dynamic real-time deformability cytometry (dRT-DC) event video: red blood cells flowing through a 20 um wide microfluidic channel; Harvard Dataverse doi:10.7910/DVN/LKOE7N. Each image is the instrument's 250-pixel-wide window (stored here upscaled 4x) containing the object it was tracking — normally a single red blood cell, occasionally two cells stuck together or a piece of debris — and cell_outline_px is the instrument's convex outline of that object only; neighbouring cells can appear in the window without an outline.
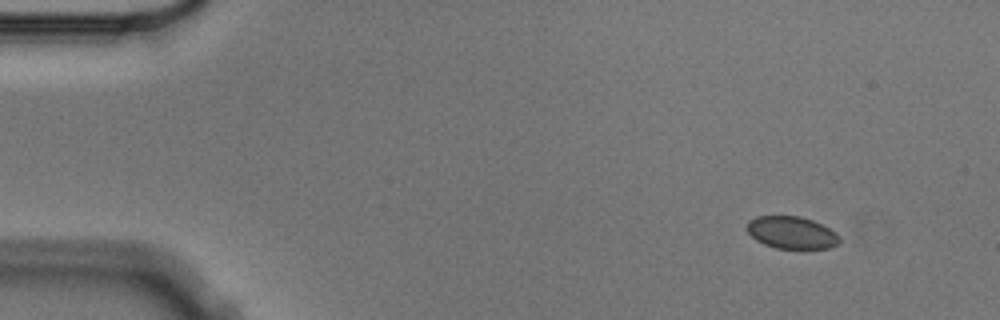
{"species": "Egyptian fruit bat (a non-hibernating species)", "species_latin": "Rousettus aegyptiacus", "temperature_condition": "cold", "stored_images_in_passage": 4, "camera_frame_rate_fps": 3000, "um_per_image_px": 0.085, "animal": {"sex": "male"}, "frame": {"image": 1, "passage_image": 1, "time_ms": 0.0, "image_size_px": [1000, 320], "cell_outline_px": [[840, 244], [828, 248], [776, 248], [764, 244], [756, 240], [744, 228], [748, 220], [756, 216], [800, 216], [812, 220], [836, 232], [840, 236]], "centroid_in_image_um": [67.27, 19.76], "position_along_channel_um": 17.7, "area_um2": 17.51}}
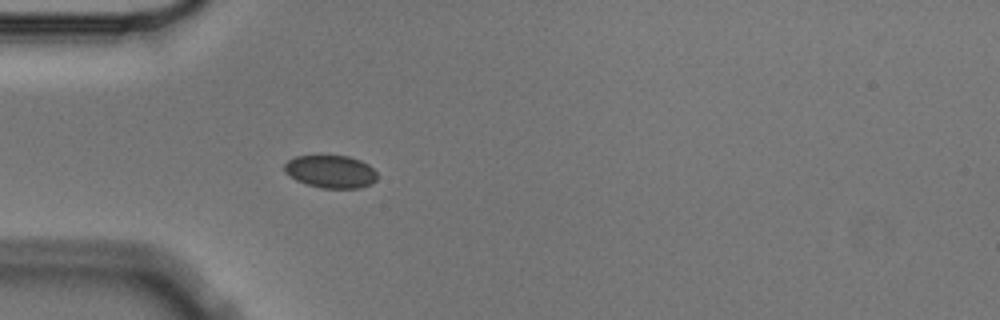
{"frame": {"image": 2, "passage_image": 4, "time_ms": 1.0, "image_size_px": [1000, 320], "cell_outline_px": [[376, 180], [372, 184], [360, 188], [320, 188], [296, 180], [284, 172], [284, 164], [288, 160], [296, 156], [348, 156], [360, 160], [368, 164], [376, 172]], "centroid_in_image_um": [28.11, 14.59], "position_along_channel_um": 56.9, "area_um2": 17.69}}